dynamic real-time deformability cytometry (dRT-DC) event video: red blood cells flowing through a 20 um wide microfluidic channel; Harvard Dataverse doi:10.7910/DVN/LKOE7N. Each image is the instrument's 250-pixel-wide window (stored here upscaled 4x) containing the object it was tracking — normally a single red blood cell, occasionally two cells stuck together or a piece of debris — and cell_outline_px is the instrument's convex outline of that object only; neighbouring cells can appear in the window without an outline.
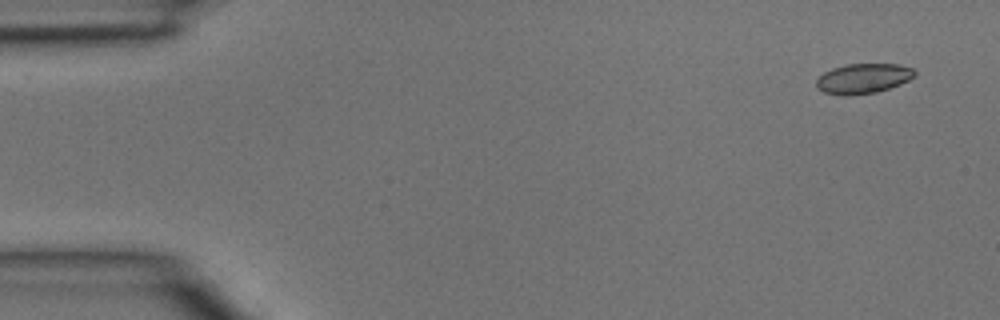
{"species": "common noctule bat (a hibernating species)", "species_latin": "Nyctalus noctula", "temperature_condition": "room temperature", "stored_images_in_passage": 4, "camera_frame_rate_fps": 3000, "um_per_image_px": 0.085, "animal": {"sex": "male", "body_mass_g": 15.6}, "frame": {"image": 1, "passage_image": 1, "time_ms": 0.0, "image_size_px": [1000, 320], "cell_outline_px": [[916, 76], [900, 84], [876, 92], [844, 96], [824, 92], [816, 88], [816, 80], [824, 72], [832, 68], [844, 64], [900, 64], [912, 68], [916, 72]], "centroid_in_image_um": [73.36, 6.66], "position_along_channel_um": 11.6, "area_um2": 17.22}}
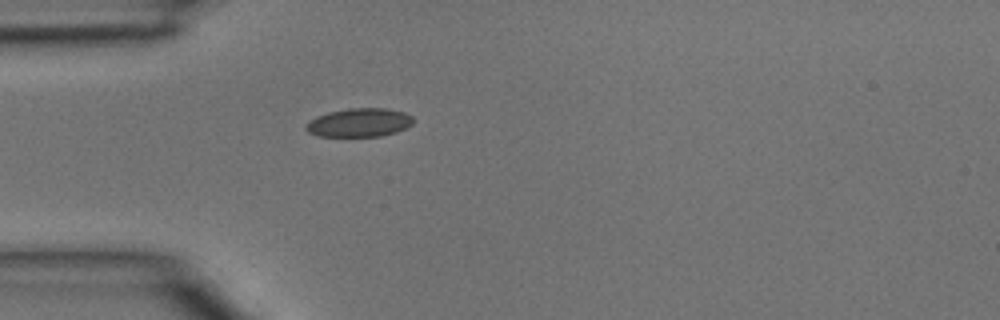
{"frame": {"image": 2, "passage_image": 4, "time_ms": 1.0, "image_size_px": [1000, 320], "cell_outline_px": [[416, 120], [412, 124], [396, 132], [380, 136], [316, 136], [308, 132], [304, 128], [304, 124], [316, 116], [328, 112], [348, 108], [388, 108], [404, 112], [412, 116]], "centroid_in_image_um": [30.52, 10.41], "position_along_channel_um": 54.5, "area_um2": 18.09}}